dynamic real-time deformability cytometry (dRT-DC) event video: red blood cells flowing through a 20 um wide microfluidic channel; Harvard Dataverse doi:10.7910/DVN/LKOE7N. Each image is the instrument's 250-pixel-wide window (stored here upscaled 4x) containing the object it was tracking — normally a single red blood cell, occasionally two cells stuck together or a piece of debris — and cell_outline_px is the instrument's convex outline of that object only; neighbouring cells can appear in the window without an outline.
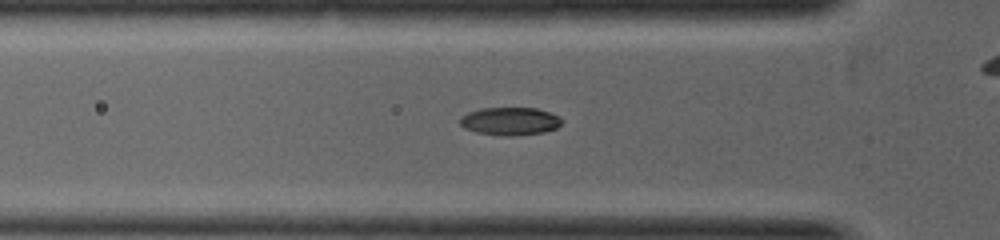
{"species": "common noctule bat (a hibernating species)", "species_latin": "Nyctalus noctula", "temperature_condition": "warm", "stored_images_in_passage": 27, "camera_frame_rate_fps": 5000, "um_per_image_px": 0.085, "animal": {"sex": "female", "body_mass_g": 19.0, "forearm_length_mm": 53.3}, "frame": {"image": 1, "passage_image": 2, "time_ms": 0.2, "image_size_px": [1000, 240], "cell_outline_px": [[564, 120], [556, 128], [544, 132], [508, 136], [476, 132], [464, 128], [460, 124], [460, 116], [468, 112], [480, 108], [536, 108], [560, 116]], "centroid_in_image_um": [43.34, 10.29], "position_along_channel_um": 82.5, "area_um2": 16.53}}
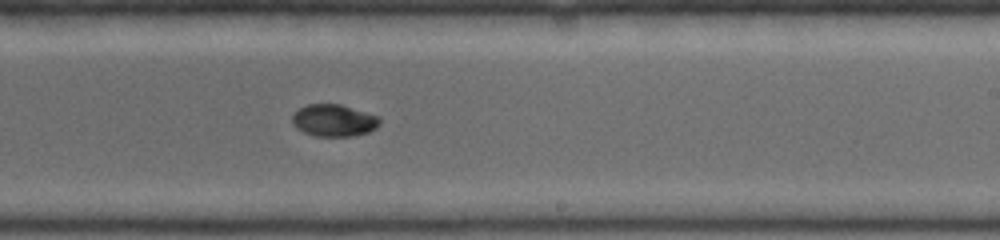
{"frame": {"image": 2, "passage_image": 12, "time_ms": 2.4, "image_size_px": [1000, 240], "cell_outline_px": [[380, 124], [376, 128], [368, 132], [352, 136], [316, 136], [304, 132], [296, 128], [292, 124], [292, 112], [308, 104], [340, 104], [380, 116]], "centroid_in_image_um": [28.37, 10.23], "position_along_channel_um": 260.6, "area_um2": 16.47}}
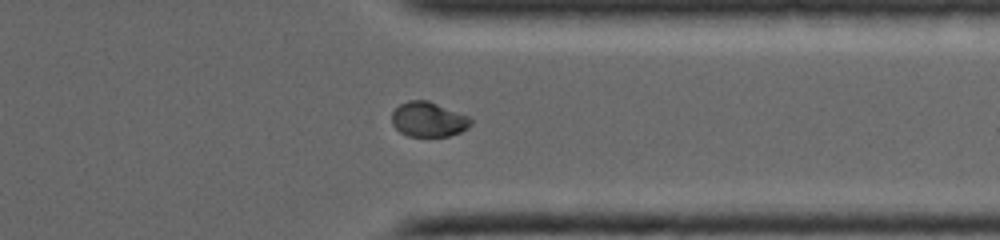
{"frame": {"image": 3, "passage_image": 18, "time_ms": 3.8, "image_size_px": [1000, 240], "cell_outline_px": [[472, 124], [468, 128], [460, 132], [448, 136], [408, 136], [400, 132], [392, 124], [392, 112], [400, 104], [408, 100], [428, 100], [468, 116], [472, 120]], "centroid_in_image_um": [36.41, 10.15], "position_along_channel_um": 375.0, "area_um2": 16.01}}